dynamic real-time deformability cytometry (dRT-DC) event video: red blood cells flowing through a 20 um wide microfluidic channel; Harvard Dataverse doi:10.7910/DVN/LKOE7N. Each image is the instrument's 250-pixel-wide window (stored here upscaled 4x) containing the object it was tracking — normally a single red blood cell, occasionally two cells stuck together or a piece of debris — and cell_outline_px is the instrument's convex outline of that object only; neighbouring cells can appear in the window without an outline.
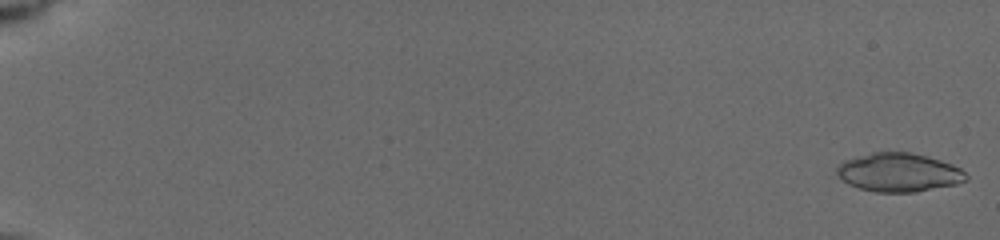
{"species": "common noctule bat (a hibernating species)", "species_latin": "Nyctalus noctula", "temperature_condition": "cold", "stored_images_in_passage": 47, "camera_frame_rate_fps": 3000, "um_per_image_px": 0.085, "animal": {"sex": "female", "body_mass_g": 19.5, "forearm_length_mm": 54.1}, "frame": {"image": 1, "passage_image": 1, "time_ms": 0.0, "image_size_px": [1000, 240], "cell_outline_px": [[968, 180], [956, 184], [916, 192], [876, 192], [860, 188], [848, 184], [836, 172], [836, 168], [844, 160], [872, 152], [908, 152], [928, 156], [952, 164], [960, 168], [968, 176]], "centroid_in_image_um": [76.42, 14.65], "position_along_channel_um": 8.6, "area_um2": 29.02}}
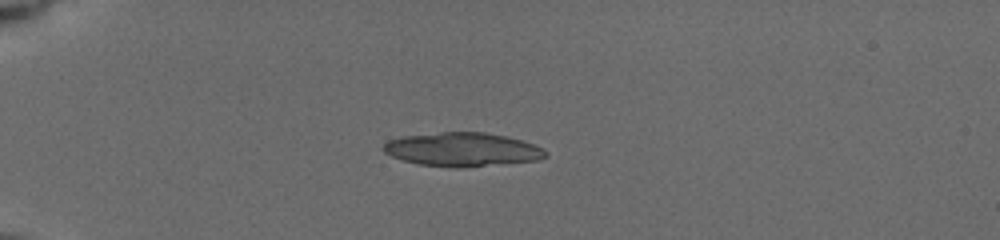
{"frame": {"image": 2, "passage_image": 35, "time_ms": 5.0, "image_size_px": [1000, 240], "cell_outline_px": [[548, 156], [536, 160], [456, 168], [420, 164], [404, 160], [392, 156], [384, 152], [384, 144], [388, 140], [404, 136], [440, 132], [484, 132], [504, 136], [520, 140], [544, 148], [548, 152]], "centroid_in_image_um": [39.3, 12.7], "position_along_channel_um": 45.7, "area_um2": 31.5}}